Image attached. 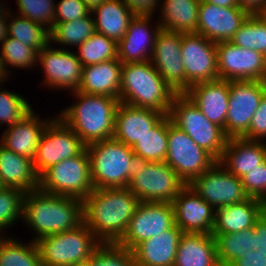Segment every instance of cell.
Returning a JSON list of instances; mask_svg holds the SVG:
<instances>
[{"label":"cell","instance_id":"1","mask_svg":"<svg viewBox=\"0 0 266 266\" xmlns=\"http://www.w3.org/2000/svg\"><path fill=\"white\" fill-rule=\"evenodd\" d=\"M140 203L128 188L94 189L83 200L84 223L103 243H117Z\"/></svg>","mask_w":266,"mask_h":266},{"label":"cell","instance_id":"2","mask_svg":"<svg viewBox=\"0 0 266 266\" xmlns=\"http://www.w3.org/2000/svg\"><path fill=\"white\" fill-rule=\"evenodd\" d=\"M36 231L37 239L73 230L84 222L83 201L37 190L26 192L22 219Z\"/></svg>","mask_w":266,"mask_h":266},{"label":"cell","instance_id":"3","mask_svg":"<svg viewBox=\"0 0 266 266\" xmlns=\"http://www.w3.org/2000/svg\"><path fill=\"white\" fill-rule=\"evenodd\" d=\"M73 92L76 93L78 103L62 111L59 117L78 134L86 146L112 138L120 100L81 91Z\"/></svg>","mask_w":266,"mask_h":266},{"label":"cell","instance_id":"4","mask_svg":"<svg viewBox=\"0 0 266 266\" xmlns=\"http://www.w3.org/2000/svg\"><path fill=\"white\" fill-rule=\"evenodd\" d=\"M176 95L150 60L122 65L121 102L169 115L170 106Z\"/></svg>","mask_w":266,"mask_h":266},{"label":"cell","instance_id":"5","mask_svg":"<svg viewBox=\"0 0 266 266\" xmlns=\"http://www.w3.org/2000/svg\"><path fill=\"white\" fill-rule=\"evenodd\" d=\"M186 183L166 162H149L133 155L128 189L140 202H167L177 197Z\"/></svg>","mask_w":266,"mask_h":266},{"label":"cell","instance_id":"6","mask_svg":"<svg viewBox=\"0 0 266 266\" xmlns=\"http://www.w3.org/2000/svg\"><path fill=\"white\" fill-rule=\"evenodd\" d=\"M94 189L127 188L132 147L113 138L86 146Z\"/></svg>","mask_w":266,"mask_h":266},{"label":"cell","instance_id":"7","mask_svg":"<svg viewBox=\"0 0 266 266\" xmlns=\"http://www.w3.org/2000/svg\"><path fill=\"white\" fill-rule=\"evenodd\" d=\"M171 122L187 133L197 145L219 161L228 137L219 125L208 120L185 94H177L170 106Z\"/></svg>","mask_w":266,"mask_h":266},{"label":"cell","instance_id":"8","mask_svg":"<svg viewBox=\"0 0 266 266\" xmlns=\"http://www.w3.org/2000/svg\"><path fill=\"white\" fill-rule=\"evenodd\" d=\"M43 266H69L90 258L102 243L83 222L73 230L36 241Z\"/></svg>","mask_w":266,"mask_h":266},{"label":"cell","instance_id":"9","mask_svg":"<svg viewBox=\"0 0 266 266\" xmlns=\"http://www.w3.org/2000/svg\"><path fill=\"white\" fill-rule=\"evenodd\" d=\"M38 188L43 192L83 201L94 190L87 149L48 168L39 177Z\"/></svg>","mask_w":266,"mask_h":266},{"label":"cell","instance_id":"10","mask_svg":"<svg viewBox=\"0 0 266 266\" xmlns=\"http://www.w3.org/2000/svg\"><path fill=\"white\" fill-rule=\"evenodd\" d=\"M189 185L207 171L216 160L168 116V152L165 161Z\"/></svg>","mask_w":266,"mask_h":266},{"label":"cell","instance_id":"11","mask_svg":"<svg viewBox=\"0 0 266 266\" xmlns=\"http://www.w3.org/2000/svg\"><path fill=\"white\" fill-rule=\"evenodd\" d=\"M86 145L60 117H55L46 126L37 147L33 164L40 177L48 168L79 155Z\"/></svg>","mask_w":266,"mask_h":266},{"label":"cell","instance_id":"12","mask_svg":"<svg viewBox=\"0 0 266 266\" xmlns=\"http://www.w3.org/2000/svg\"><path fill=\"white\" fill-rule=\"evenodd\" d=\"M266 93V81H229V108L225 135L243 137L249 130L251 119Z\"/></svg>","mask_w":266,"mask_h":266},{"label":"cell","instance_id":"13","mask_svg":"<svg viewBox=\"0 0 266 266\" xmlns=\"http://www.w3.org/2000/svg\"><path fill=\"white\" fill-rule=\"evenodd\" d=\"M218 79L266 81V56L238 47L231 41L216 43Z\"/></svg>","mask_w":266,"mask_h":266},{"label":"cell","instance_id":"14","mask_svg":"<svg viewBox=\"0 0 266 266\" xmlns=\"http://www.w3.org/2000/svg\"><path fill=\"white\" fill-rule=\"evenodd\" d=\"M175 225L174 208L167 202H140L131 217L125 234L117 242L133 250L139 243Z\"/></svg>","mask_w":266,"mask_h":266},{"label":"cell","instance_id":"15","mask_svg":"<svg viewBox=\"0 0 266 266\" xmlns=\"http://www.w3.org/2000/svg\"><path fill=\"white\" fill-rule=\"evenodd\" d=\"M189 186L216 209L241 203L249 198L244 191L242 180L231 174L219 161L195 178Z\"/></svg>","mask_w":266,"mask_h":266},{"label":"cell","instance_id":"16","mask_svg":"<svg viewBox=\"0 0 266 266\" xmlns=\"http://www.w3.org/2000/svg\"><path fill=\"white\" fill-rule=\"evenodd\" d=\"M183 34L160 29L150 60L176 94H185L190 89V85L185 81V69L181 55Z\"/></svg>","mask_w":266,"mask_h":266},{"label":"cell","instance_id":"17","mask_svg":"<svg viewBox=\"0 0 266 266\" xmlns=\"http://www.w3.org/2000/svg\"><path fill=\"white\" fill-rule=\"evenodd\" d=\"M181 55L185 81L190 86L218 79L215 42L198 33H184Z\"/></svg>","mask_w":266,"mask_h":266},{"label":"cell","instance_id":"18","mask_svg":"<svg viewBox=\"0 0 266 266\" xmlns=\"http://www.w3.org/2000/svg\"><path fill=\"white\" fill-rule=\"evenodd\" d=\"M215 237L220 266H230L244 255H266V215L253 228L237 233L212 234Z\"/></svg>","mask_w":266,"mask_h":266},{"label":"cell","instance_id":"19","mask_svg":"<svg viewBox=\"0 0 266 266\" xmlns=\"http://www.w3.org/2000/svg\"><path fill=\"white\" fill-rule=\"evenodd\" d=\"M175 224L183 233L212 234L216 209L186 185L172 201Z\"/></svg>","mask_w":266,"mask_h":266},{"label":"cell","instance_id":"20","mask_svg":"<svg viewBox=\"0 0 266 266\" xmlns=\"http://www.w3.org/2000/svg\"><path fill=\"white\" fill-rule=\"evenodd\" d=\"M248 16L239 7H218L200 0L196 33L215 43L230 41Z\"/></svg>","mask_w":266,"mask_h":266},{"label":"cell","instance_id":"21","mask_svg":"<svg viewBox=\"0 0 266 266\" xmlns=\"http://www.w3.org/2000/svg\"><path fill=\"white\" fill-rule=\"evenodd\" d=\"M48 44L38 52L45 73V82L50 87L67 88L77 91L82 79L83 65L77 54L63 49L50 48Z\"/></svg>","mask_w":266,"mask_h":266},{"label":"cell","instance_id":"22","mask_svg":"<svg viewBox=\"0 0 266 266\" xmlns=\"http://www.w3.org/2000/svg\"><path fill=\"white\" fill-rule=\"evenodd\" d=\"M164 116L154 109L136 107L120 101L115 114L112 138L133 147Z\"/></svg>","mask_w":266,"mask_h":266},{"label":"cell","instance_id":"23","mask_svg":"<svg viewBox=\"0 0 266 266\" xmlns=\"http://www.w3.org/2000/svg\"><path fill=\"white\" fill-rule=\"evenodd\" d=\"M185 95L211 122L223 128L229 108V81L217 79L190 86Z\"/></svg>","mask_w":266,"mask_h":266},{"label":"cell","instance_id":"24","mask_svg":"<svg viewBox=\"0 0 266 266\" xmlns=\"http://www.w3.org/2000/svg\"><path fill=\"white\" fill-rule=\"evenodd\" d=\"M149 20H151L150 16L135 15L130 21L124 37L118 42V59L122 64L151 59L155 39L161 27L157 24V27H154L155 31H149Z\"/></svg>","mask_w":266,"mask_h":266},{"label":"cell","instance_id":"25","mask_svg":"<svg viewBox=\"0 0 266 266\" xmlns=\"http://www.w3.org/2000/svg\"><path fill=\"white\" fill-rule=\"evenodd\" d=\"M266 161V144L243 137L228 138L219 160L231 174L242 178Z\"/></svg>","mask_w":266,"mask_h":266},{"label":"cell","instance_id":"26","mask_svg":"<svg viewBox=\"0 0 266 266\" xmlns=\"http://www.w3.org/2000/svg\"><path fill=\"white\" fill-rule=\"evenodd\" d=\"M182 230L170 229L139 243L133 250L136 266H173Z\"/></svg>","mask_w":266,"mask_h":266},{"label":"cell","instance_id":"27","mask_svg":"<svg viewBox=\"0 0 266 266\" xmlns=\"http://www.w3.org/2000/svg\"><path fill=\"white\" fill-rule=\"evenodd\" d=\"M33 109L4 132L0 144L5 148L33 160L41 136L51 120L40 121Z\"/></svg>","mask_w":266,"mask_h":266},{"label":"cell","instance_id":"28","mask_svg":"<svg viewBox=\"0 0 266 266\" xmlns=\"http://www.w3.org/2000/svg\"><path fill=\"white\" fill-rule=\"evenodd\" d=\"M122 65L119 59H112L83 66L82 79L77 91L120 100Z\"/></svg>","mask_w":266,"mask_h":266},{"label":"cell","instance_id":"29","mask_svg":"<svg viewBox=\"0 0 266 266\" xmlns=\"http://www.w3.org/2000/svg\"><path fill=\"white\" fill-rule=\"evenodd\" d=\"M263 214L262 201L248 198L216 209L212 234L237 233L254 227Z\"/></svg>","mask_w":266,"mask_h":266},{"label":"cell","instance_id":"30","mask_svg":"<svg viewBox=\"0 0 266 266\" xmlns=\"http://www.w3.org/2000/svg\"><path fill=\"white\" fill-rule=\"evenodd\" d=\"M0 182L3 187H14L24 193L37 190L39 176L33 160L16 154L0 144Z\"/></svg>","mask_w":266,"mask_h":266},{"label":"cell","instance_id":"31","mask_svg":"<svg viewBox=\"0 0 266 266\" xmlns=\"http://www.w3.org/2000/svg\"><path fill=\"white\" fill-rule=\"evenodd\" d=\"M173 266H220L212 234L183 233Z\"/></svg>","mask_w":266,"mask_h":266},{"label":"cell","instance_id":"32","mask_svg":"<svg viewBox=\"0 0 266 266\" xmlns=\"http://www.w3.org/2000/svg\"><path fill=\"white\" fill-rule=\"evenodd\" d=\"M95 13L96 32L113 39L117 43L124 37L130 21L135 14L123 0H107L91 10Z\"/></svg>","mask_w":266,"mask_h":266},{"label":"cell","instance_id":"33","mask_svg":"<svg viewBox=\"0 0 266 266\" xmlns=\"http://www.w3.org/2000/svg\"><path fill=\"white\" fill-rule=\"evenodd\" d=\"M163 4V18L159 21L161 29L177 33L197 32L200 0H164Z\"/></svg>","mask_w":266,"mask_h":266},{"label":"cell","instance_id":"34","mask_svg":"<svg viewBox=\"0 0 266 266\" xmlns=\"http://www.w3.org/2000/svg\"><path fill=\"white\" fill-rule=\"evenodd\" d=\"M132 150L149 162H164L168 152V115H165Z\"/></svg>","mask_w":266,"mask_h":266},{"label":"cell","instance_id":"35","mask_svg":"<svg viewBox=\"0 0 266 266\" xmlns=\"http://www.w3.org/2000/svg\"><path fill=\"white\" fill-rule=\"evenodd\" d=\"M78 49L76 54L83 66L118 59V43L99 32L84 40Z\"/></svg>","mask_w":266,"mask_h":266},{"label":"cell","instance_id":"36","mask_svg":"<svg viewBox=\"0 0 266 266\" xmlns=\"http://www.w3.org/2000/svg\"><path fill=\"white\" fill-rule=\"evenodd\" d=\"M0 237V266H43L36 242L28 246Z\"/></svg>","mask_w":266,"mask_h":266},{"label":"cell","instance_id":"37","mask_svg":"<svg viewBox=\"0 0 266 266\" xmlns=\"http://www.w3.org/2000/svg\"><path fill=\"white\" fill-rule=\"evenodd\" d=\"M68 22H54L50 30V41L63 45L79 46L96 32L94 18L89 16Z\"/></svg>","mask_w":266,"mask_h":266},{"label":"cell","instance_id":"38","mask_svg":"<svg viewBox=\"0 0 266 266\" xmlns=\"http://www.w3.org/2000/svg\"><path fill=\"white\" fill-rule=\"evenodd\" d=\"M238 47L255 50L266 56V19L249 15L230 40Z\"/></svg>","mask_w":266,"mask_h":266},{"label":"cell","instance_id":"39","mask_svg":"<svg viewBox=\"0 0 266 266\" xmlns=\"http://www.w3.org/2000/svg\"><path fill=\"white\" fill-rule=\"evenodd\" d=\"M8 36L33 47L37 52L50 42V30L21 15L8 23Z\"/></svg>","mask_w":266,"mask_h":266},{"label":"cell","instance_id":"40","mask_svg":"<svg viewBox=\"0 0 266 266\" xmlns=\"http://www.w3.org/2000/svg\"><path fill=\"white\" fill-rule=\"evenodd\" d=\"M1 48L0 70L6 78L9 75L7 72L8 70L6 69L7 65L15 66V68H31L36 63L38 64V52L33 47H30L17 39L7 36L2 42Z\"/></svg>","mask_w":266,"mask_h":266},{"label":"cell","instance_id":"41","mask_svg":"<svg viewBox=\"0 0 266 266\" xmlns=\"http://www.w3.org/2000/svg\"><path fill=\"white\" fill-rule=\"evenodd\" d=\"M91 266H136L131 250L118 243H101L89 258Z\"/></svg>","mask_w":266,"mask_h":266},{"label":"cell","instance_id":"42","mask_svg":"<svg viewBox=\"0 0 266 266\" xmlns=\"http://www.w3.org/2000/svg\"><path fill=\"white\" fill-rule=\"evenodd\" d=\"M24 192L14 187L0 189V230L22 218Z\"/></svg>","mask_w":266,"mask_h":266},{"label":"cell","instance_id":"43","mask_svg":"<svg viewBox=\"0 0 266 266\" xmlns=\"http://www.w3.org/2000/svg\"><path fill=\"white\" fill-rule=\"evenodd\" d=\"M19 14L48 30L54 27L55 5L52 0H17ZM46 24V25H45Z\"/></svg>","mask_w":266,"mask_h":266},{"label":"cell","instance_id":"44","mask_svg":"<svg viewBox=\"0 0 266 266\" xmlns=\"http://www.w3.org/2000/svg\"><path fill=\"white\" fill-rule=\"evenodd\" d=\"M32 108L28 102L15 92L0 91V125L12 126L26 116Z\"/></svg>","mask_w":266,"mask_h":266},{"label":"cell","instance_id":"45","mask_svg":"<svg viewBox=\"0 0 266 266\" xmlns=\"http://www.w3.org/2000/svg\"><path fill=\"white\" fill-rule=\"evenodd\" d=\"M241 180L247 196L262 201L266 197V161L247 172Z\"/></svg>","mask_w":266,"mask_h":266},{"label":"cell","instance_id":"46","mask_svg":"<svg viewBox=\"0 0 266 266\" xmlns=\"http://www.w3.org/2000/svg\"><path fill=\"white\" fill-rule=\"evenodd\" d=\"M91 10L82 0H61L55 7L54 22H68L86 17Z\"/></svg>","mask_w":266,"mask_h":266},{"label":"cell","instance_id":"47","mask_svg":"<svg viewBox=\"0 0 266 266\" xmlns=\"http://www.w3.org/2000/svg\"><path fill=\"white\" fill-rule=\"evenodd\" d=\"M266 137V93L261 98L259 107L254 113L248 132L243 136L249 140H262Z\"/></svg>","mask_w":266,"mask_h":266},{"label":"cell","instance_id":"48","mask_svg":"<svg viewBox=\"0 0 266 266\" xmlns=\"http://www.w3.org/2000/svg\"><path fill=\"white\" fill-rule=\"evenodd\" d=\"M238 7L249 15H262L266 9V0H237Z\"/></svg>","mask_w":266,"mask_h":266},{"label":"cell","instance_id":"49","mask_svg":"<svg viewBox=\"0 0 266 266\" xmlns=\"http://www.w3.org/2000/svg\"><path fill=\"white\" fill-rule=\"evenodd\" d=\"M230 266H266V255H244Z\"/></svg>","mask_w":266,"mask_h":266},{"label":"cell","instance_id":"50","mask_svg":"<svg viewBox=\"0 0 266 266\" xmlns=\"http://www.w3.org/2000/svg\"><path fill=\"white\" fill-rule=\"evenodd\" d=\"M218 7H238L237 0H201Z\"/></svg>","mask_w":266,"mask_h":266},{"label":"cell","instance_id":"51","mask_svg":"<svg viewBox=\"0 0 266 266\" xmlns=\"http://www.w3.org/2000/svg\"><path fill=\"white\" fill-rule=\"evenodd\" d=\"M7 20H9L7 17H0V43H2L8 36Z\"/></svg>","mask_w":266,"mask_h":266},{"label":"cell","instance_id":"52","mask_svg":"<svg viewBox=\"0 0 266 266\" xmlns=\"http://www.w3.org/2000/svg\"><path fill=\"white\" fill-rule=\"evenodd\" d=\"M86 6L92 10L94 9L96 6H99L100 4H102L103 2L107 1V0H82Z\"/></svg>","mask_w":266,"mask_h":266},{"label":"cell","instance_id":"53","mask_svg":"<svg viewBox=\"0 0 266 266\" xmlns=\"http://www.w3.org/2000/svg\"><path fill=\"white\" fill-rule=\"evenodd\" d=\"M69 266H91V265H90L89 258H88V259L83 260V261H79V262H76V263H72Z\"/></svg>","mask_w":266,"mask_h":266},{"label":"cell","instance_id":"54","mask_svg":"<svg viewBox=\"0 0 266 266\" xmlns=\"http://www.w3.org/2000/svg\"><path fill=\"white\" fill-rule=\"evenodd\" d=\"M4 6H0V17H10V16H12L11 14H10V12L8 13V11H5V13H4ZM9 14V15H8Z\"/></svg>","mask_w":266,"mask_h":266},{"label":"cell","instance_id":"55","mask_svg":"<svg viewBox=\"0 0 266 266\" xmlns=\"http://www.w3.org/2000/svg\"><path fill=\"white\" fill-rule=\"evenodd\" d=\"M263 214L266 215V197L262 200Z\"/></svg>","mask_w":266,"mask_h":266},{"label":"cell","instance_id":"56","mask_svg":"<svg viewBox=\"0 0 266 266\" xmlns=\"http://www.w3.org/2000/svg\"><path fill=\"white\" fill-rule=\"evenodd\" d=\"M3 80L6 81V78L3 76V74H2V72H1V70H0V83H2ZM1 81H2V82H1Z\"/></svg>","mask_w":266,"mask_h":266},{"label":"cell","instance_id":"57","mask_svg":"<svg viewBox=\"0 0 266 266\" xmlns=\"http://www.w3.org/2000/svg\"><path fill=\"white\" fill-rule=\"evenodd\" d=\"M264 17H265V19H266V9H265V12L262 14Z\"/></svg>","mask_w":266,"mask_h":266}]
</instances>
